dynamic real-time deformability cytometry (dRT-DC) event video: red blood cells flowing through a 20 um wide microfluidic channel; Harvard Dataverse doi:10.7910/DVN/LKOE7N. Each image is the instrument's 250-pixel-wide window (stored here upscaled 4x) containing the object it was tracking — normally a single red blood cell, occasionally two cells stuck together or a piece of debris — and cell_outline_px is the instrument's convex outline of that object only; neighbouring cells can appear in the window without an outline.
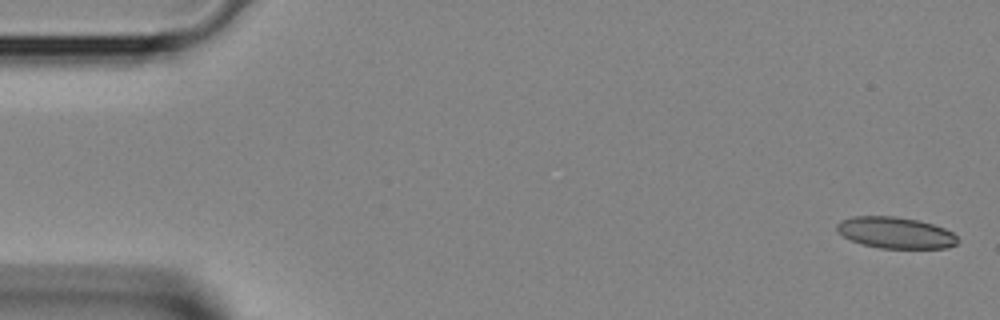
{"species": "Egyptian fruit bat (a non-hibernating species)", "species_latin": "Rousettus aegyptiacus", "temperature_condition": "room temperature", "stored_images_in_passage": 4, "segment_of_instrument_passage": [1, 2], "camera_frame_rate_fps": 3000, "um_per_image_px": 0.085, "animal": {"sex": "female"}, "frame": {"image": 1, "passage_image": 1, "time_ms": 0.0, "image_size_px": [1000, 320], "cell_outline_px": [[960, 240], [956, 244], [948, 248], [880, 248], [860, 244], [836, 232], [836, 224], [840, 220], [852, 216], [892, 216], [920, 220], [944, 228], [952, 232]], "centroid_in_image_um": [76.1, 19.78], "position_along_channel_um": 8.9, "area_um2": 22.25}}